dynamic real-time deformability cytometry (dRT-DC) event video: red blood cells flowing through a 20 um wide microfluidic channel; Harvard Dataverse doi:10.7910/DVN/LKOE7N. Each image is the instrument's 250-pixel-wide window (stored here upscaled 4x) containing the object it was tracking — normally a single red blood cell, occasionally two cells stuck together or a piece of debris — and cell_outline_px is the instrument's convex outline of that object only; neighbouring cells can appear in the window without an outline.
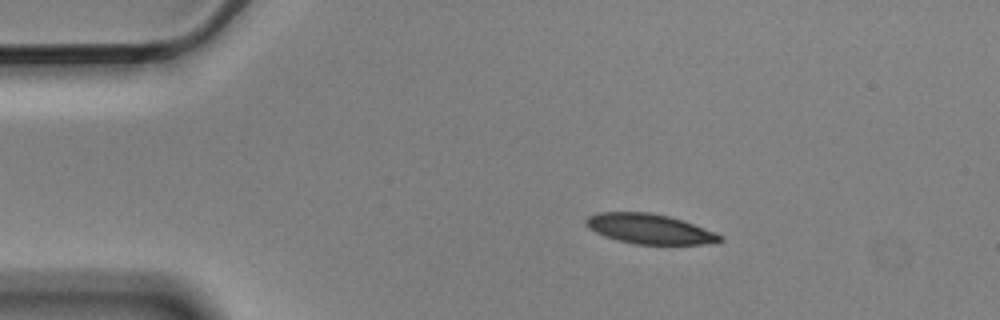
{"species": "Egyptian fruit bat (a non-hibernating species)", "species_latin": "Rousettus aegyptiacus", "temperature_condition": "cold", "stored_images_in_passage": 6, "camera_frame_rate_fps": 3000, "um_per_image_px": 0.085, "animal": {"sex": "male"}, "frame": {"image": 1, "passage_image": 2, "time_ms": 0.333, "image_size_px": [1000, 320], "cell_outline_px": [[724, 240], [716, 244], [636, 244], [616, 240], [604, 236], [588, 228], [584, 224], [584, 220], [588, 216], [596, 212], [648, 212], [668, 216], [716, 232], [724, 236]], "centroid_in_image_um": [55.21, 19.46], "position_along_channel_um": 29.8, "area_um2": 23.52}}
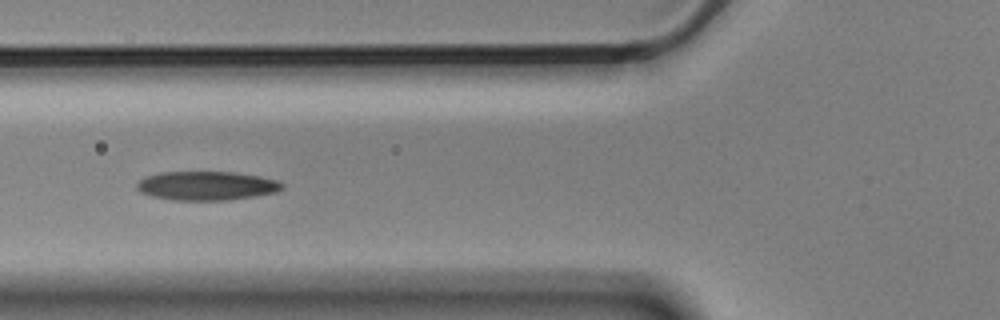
{"frame": {"image": 2, "passage_image": 5, "time_ms": 1.333, "image_size_px": [1000, 320], "cell_outline_px": [[284, 188], [276, 192], [228, 200], [172, 200], [152, 196], [140, 192], [136, 188], [136, 184], [140, 180], [148, 176], [160, 172], [232, 172], [260, 176], [276, 180], [284, 184]], "centroid_in_image_um": [17.56, 15.79], "position_along_channel_um": 108.2, "area_um2": 24.39}}
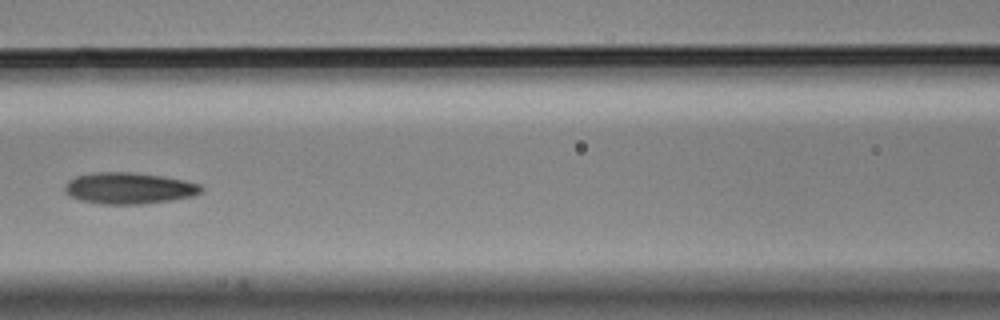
{"frame": {"image": 3, "passage_image": 6, "time_ms": 1.667, "image_size_px": [1000, 320], "cell_outline_px": [[204, 188], [200, 192], [192, 196], [168, 200], [140, 204], [100, 204], [80, 200], [68, 196], [64, 188], [64, 184], [68, 180], [76, 176], [92, 172], [132, 172], [160, 176], [184, 180], [200, 184]], "centroid_in_image_um": [10.9, 15.99], "position_along_channel_um": 155.7, "area_um2": 24.91}}